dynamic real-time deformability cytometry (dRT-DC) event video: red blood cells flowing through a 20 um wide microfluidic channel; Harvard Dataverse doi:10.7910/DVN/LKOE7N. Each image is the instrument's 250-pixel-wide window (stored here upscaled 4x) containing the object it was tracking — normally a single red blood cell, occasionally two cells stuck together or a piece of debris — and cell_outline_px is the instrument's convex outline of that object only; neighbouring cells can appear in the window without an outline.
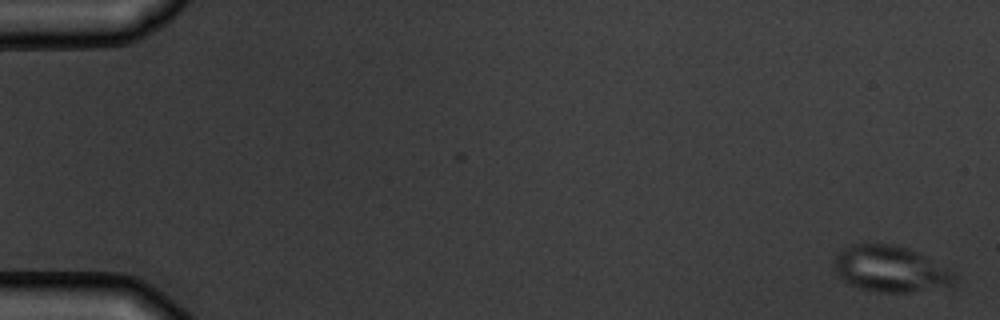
{"species": "common noctule bat (a hibernating species)", "species_latin": "Nyctalus noctula", "temperature_condition": "warm", "stored_images_in_passage": 2, "camera_frame_rate_fps": 3000, "um_per_image_px": 0.085, "animal": {"sex": "male", "body_mass_g": 19.5, "forearm_length_mm": 54.6}, "frame": {"image": 1, "passage_image": 2, "time_ms": 1.0, "image_size_px": [1000, 320], "cell_outline_px": [[956, 280], [948, 284], [912, 292], [876, 292], [860, 288], [848, 284], [840, 280], [836, 272], [836, 256], [840, 248], [852, 244], [892, 244], [908, 248], [948, 268], [956, 276]], "centroid_in_image_um": [75.61, 22.85], "position_along_channel_um": 9.4, "area_um2": 31.91}}